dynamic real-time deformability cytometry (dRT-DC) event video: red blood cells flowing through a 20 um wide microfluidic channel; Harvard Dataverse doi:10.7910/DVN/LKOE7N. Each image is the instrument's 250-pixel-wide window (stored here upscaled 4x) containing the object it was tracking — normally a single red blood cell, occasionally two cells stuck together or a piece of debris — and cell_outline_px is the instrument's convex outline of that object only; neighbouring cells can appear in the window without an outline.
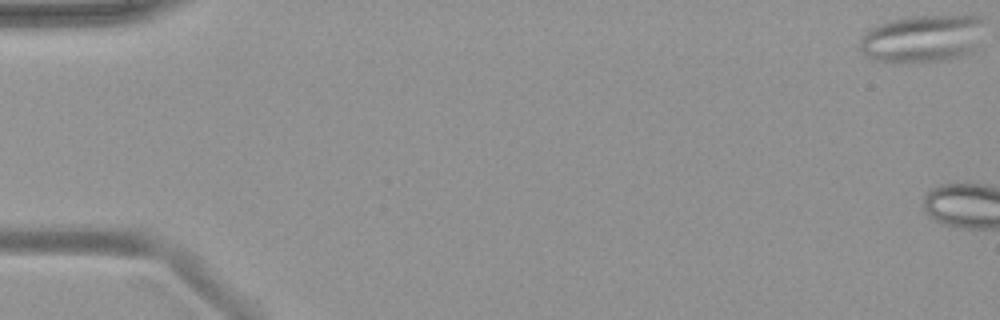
{"species": "common noctule bat (a hibernating species)", "species_latin": "Nyctalus noctula", "temperature_condition": "warm", "stored_images_in_passage": 4, "camera_frame_rate_fps": 3000, "um_per_image_px": 0.085, "animal": {"sex": "female", "body_mass_g": 19.9}, "frame": {"image": 1, "passage_image": 1, "time_ms": 0.0, "image_size_px": [1000, 320], "cell_outline_px": [[984, 20], [976, 48], [972, 52], [960, 56], [944, 60], [908, 64], [892, 64], [872, 60], [860, 52], [860, 36], [868, 28], [892, 20], [912, 16], [984, 16]], "centroid_in_image_um": [78.34, 3.32], "position_along_channel_um": 6.7, "area_um2": 35.2}}